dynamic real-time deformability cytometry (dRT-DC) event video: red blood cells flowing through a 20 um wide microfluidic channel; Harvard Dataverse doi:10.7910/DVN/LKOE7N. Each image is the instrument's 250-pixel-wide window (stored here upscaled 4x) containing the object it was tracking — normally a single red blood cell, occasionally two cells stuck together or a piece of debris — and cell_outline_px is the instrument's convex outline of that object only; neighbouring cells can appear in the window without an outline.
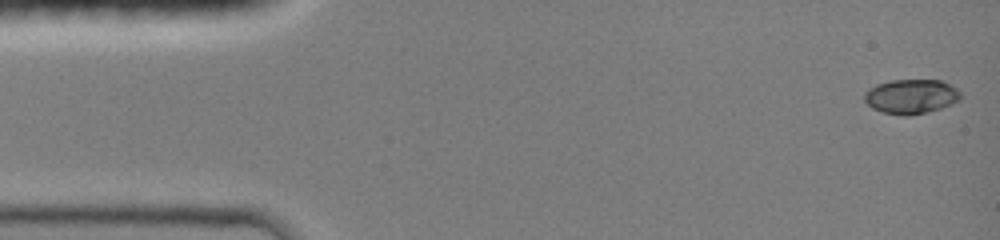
{"species": "common noctule bat (a hibernating species)", "species_latin": "Nyctalus noctula", "temperature_condition": "room temperature", "stored_images_in_passage": 46, "camera_frame_rate_fps": 3000, "um_per_image_px": 0.085, "animal": {"sex": "female", "body_mass_g": 19.0, "forearm_length_mm": 51.5}, "frame": {"image": 1, "passage_image": 1, "time_ms": 0.0, "image_size_px": [1000, 240], "cell_outline_px": [[960, 100], [952, 104], [928, 112], [908, 116], [904, 116], [884, 112], [872, 108], [864, 100], [864, 92], [868, 88], [876, 84], [892, 80], [940, 80], [956, 88], [960, 92]], "centroid_in_image_um": [77.42, 8.2], "position_along_channel_um": 7.6, "area_um2": 19.36}}
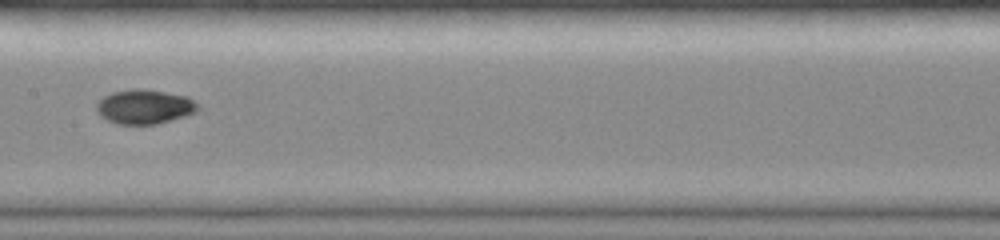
{"frame": {"image": 2, "passage_image": 23, "time_ms": 7.333, "image_size_px": [1000, 240], "cell_outline_px": [[200, 108], [196, 112], [184, 116], [156, 124], [116, 124], [100, 116], [96, 112], [96, 104], [104, 96], [112, 92], [132, 88], [144, 88], [188, 96], [200, 104]], "centroid_in_image_um": [12.29, 9.06], "position_along_channel_um": 195.1, "area_um2": 20.58}}
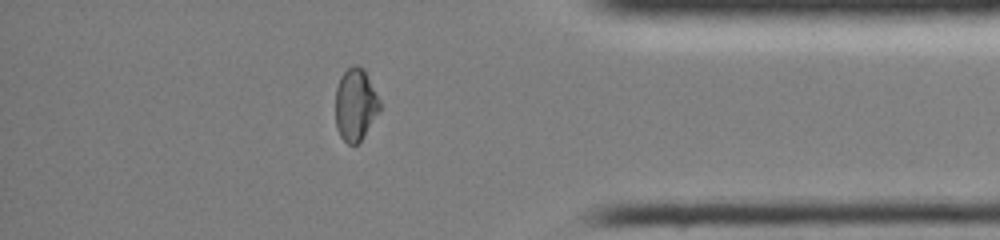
{"frame": {"image": 3, "passage_image": 39, "time_ms": 12.667, "image_size_px": [1000, 240], "cell_outline_px": [[380, 112], [360, 140], [356, 144], [348, 144], [340, 136], [336, 128], [336, 88], [340, 76], [352, 64], [356, 64], [364, 68], [380, 100]], "centroid_in_image_um": [30.22, 8.86], "position_along_channel_um": 405.0, "area_um2": 18.73}, "authors_computed_cell_mechanics": {"area_um2": 19.3052, "velocity_mm_per_s": 4.1771, "shape_relaxation_time_tau1_ms": 7.0135, "shape_relaxation_time_tau2_ms": 2.553, "deformation_change_tau1": 0.2425, "deformation_change_tau2": 0.0309}}